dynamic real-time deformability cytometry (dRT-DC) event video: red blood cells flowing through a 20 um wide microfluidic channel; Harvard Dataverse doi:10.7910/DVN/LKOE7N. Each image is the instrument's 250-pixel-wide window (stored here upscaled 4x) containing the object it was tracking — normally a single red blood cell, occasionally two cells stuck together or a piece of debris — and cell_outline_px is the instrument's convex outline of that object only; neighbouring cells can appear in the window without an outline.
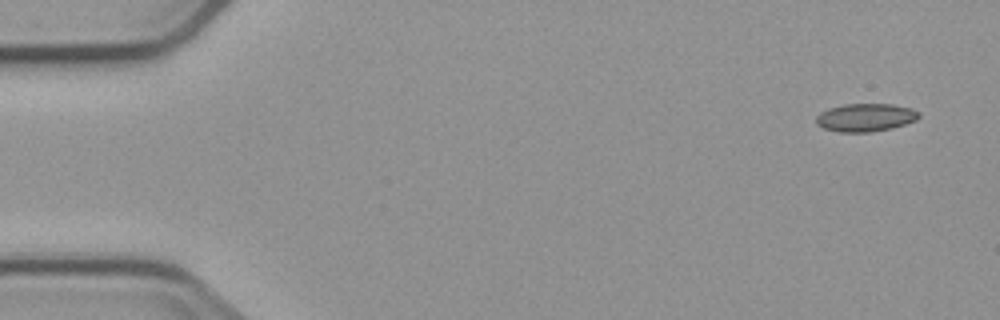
{"species": "common noctule bat (a hibernating species)", "species_latin": "Nyctalus noctula", "temperature_condition": "cold", "stored_images_in_passage": 4, "camera_frame_rate_fps": 3000, "um_per_image_px": 0.085, "animal": {"sex": "male", "body_mass_g": 23.1, "forearm_length_mm": 52.7}, "frame": {"image": 1, "passage_image": 1, "time_ms": 0.0, "image_size_px": [1000, 320], "cell_outline_px": [[920, 116], [916, 120], [892, 128], [868, 132], [840, 132], [824, 128], [816, 124], [816, 116], [820, 112], [828, 108], [844, 104], [892, 104], [912, 108], [920, 112]], "centroid_in_image_um": [73.57, 9.98], "position_along_channel_um": 11.4, "area_um2": 16.82}}